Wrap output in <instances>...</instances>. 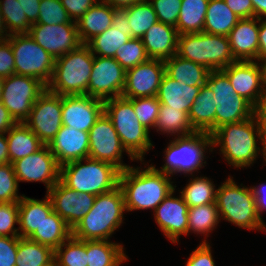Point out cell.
Masks as SVG:
<instances>
[{
	"label": "cell",
	"mask_w": 266,
	"mask_h": 266,
	"mask_svg": "<svg viewBox=\"0 0 266 266\" xmlns=\"http://www.w3.org/2000/svg\"><path fill=\"white\" fill-rule=\"evenodd\" d=\"M144 165V168L130 166L120 172L119 187L124 196L126 212L154 211L176 188L171 175L158 171L155 165Z\"/></svg>",
	"instance_id": "6da1fadb"
},
{
	"label": "cell",
	"mask_w": 266,
	"mask_h": 266,
	"mask_svg": "<svg viewBox=\"0 0 266 266\" xmlns=\"http://www.w3.org/2000/svg\"><path fill=\"white\" fill-rule=\"evenodd\" d=\"M211 137L213 150L219 146V153L228 165L234 168L251 167L260 153L266 164V149L262 144L261 131L254 115L238 123L222 125ZM258 141L262 147H259Z\"/></svg>",
	"instance_id": "7a4b0ae2"
},
{
	"label": "cell",
	"mask_w": 266,
	"mask_h": 266,
	"mask_svg": "<svg viewBox=\"0 0 266 266\" xmlns=\"http://www.w3.org/2000/svg\"><path fill=\"white\" fill-rule=\"evenodd\" d=\"M126 212L124 196L118 186L97 195L90 211L72 229V236L79 240H108L123 224Z\"/></svg>",
	"instance_id": "3957f363"
},
{
	"label": "cell",
	"mask_w": 266,
	"mask_h": 266,
	"mask_svg": "<svg viewBox=\"0 0 266 266\" xmlns=\"http://www.w3.org/2000/svg\"><path fill=\"white\" fill-rule=\"evenodd\" d=\"M120 172L110 163L88 157L60 166V181L78 193L97 196L119 186Z\"/></svg>",
	"instance_id": "277c9868"
},
{
	"label": "cell",
	"mask_w": 266,
	"mask_h": 266,
	"mask_svg": "<svg viewBox=\"0 0 266 266\" xmlns=\"http://www.w3.org/2000/svg\"><path fill=\"white\" fill-rule=\"evenodd\" d=\"M215 203L220 220H226L242 229L266 232V224L257 213L251 186L237 185L229 175L217 188Z\"/></svg>",
	"instance_id": "5b68a950"
},
{
	"label": "cell",
	"mask_w": 266,
	"mask_h": 266,
	"mask_svg": "<svg viewBox=\"0 0 266 266\" xmlns=\"http://www.w3.org/2000/svg\"><path fill=\"white\" fill-rule=\"evenodd\" d=\"M104 112L111 119L126 151L135 161L144 162L145 154L153 147L149 138L151 131L140 123L132 102L123 96L107 99Z\"/></svg>",
	"instance_id": "8992f818"
},
{
	"label": "cell",
	"mask_w": 266,
	"mask_h": 266,
	"mask_svg": "<svg viewBox=\"0 0 266 266\" xmlns=\"http://www.w3.org/2000/svg\"><path fill=\"white\" fill-rule=\"evenodd\" d=\"M94 55L86 44L55 59L50 92L63 95H87Z\"/></svg>",
	"instance_id": "52a82bcc"
},
{
	"label": "cell",
	"mask_w": 266,
	"mask_h": 266,
	"mask_svg": "<svg viewBox=\"0 0 266 266\" xmlns=\"http://www.w3.org/2000/svg\"><path fill=\"white\" fill-rule=\"evenodd\" d=\"M169 141L164 151L165 163L160 169H156L171 176L180 173L189 177L193 173H199L207 163L205 154L208 151L213 152L212 137L208 133L196 132L188 136L174 137Z\"/></svg>",
	"instance_id": "ba28073f"
},
{
	"label": "cell",
	"mask_w": 266,
	"mask_h": 266,
	"mask_svg": "<svg viewBox=\"0 0 266 266\" xmlns=\"http://www.w3.org/2000/svg\"><path fill=\"white\" fill-rule=\"evenodd\" d=\"M176 55L210 71L222 70L236 62L227 36L204 32L179 35Z\"/></svg>",
	"instance_id": "9c48e42d"
},
{
	"label": "cell",
	"mask_w": 266,
	"mask_h": 266,
	"mask_svg": "<svg viewBox=\"0 0 266 266\" xmlns=\"http://www.w3.org/2000/svg\"><path fill=\"white\" fill-rule=\"evenodd\" d=\"M7 39L11 43L15 58V74L38 79L47 86L53 76L54 57L29 34H14Z\"/></svg>",
	"instance_id": "30bf717a"
},
{
	"label": "cell",
	"mask_w": 266,
	"mask_h": 266,
	"mask_svg": "<svg viewBox=\"0 0 266 266\" xmlns=\"http://www.w3.org/2000/svg\"><path fill=\"white\" fill-rule=\"evenodd\" d=\"M206 84L215 96L216 129L225 124L247 120L254 115V107L235 93L229 78L222 70L210 71Z\"/></svg>",
	"instance_id": "8fae6325"
},
{
	"label": "cell",
	"mask_w": 266,
	"mask_h": 266,
	"mask_svg": "<svg viewBox=\"0 0 266 266\" xmlns=\"http://www.w3.org/2000/svg\"><path fill=\"white\" fill-rule=\"evenodd\" d=\"M46 89L47 86L38 79L12 74L4 80L1 102L17 123L24 122Z\"/></svg>",
	"instance_id": "7c38bea8"
},
{
	"label": "cell",
	"mask_w": 266,
	"mask_h": 266,
	"mask_svg": "<svg viewBox=\"0 0 266 266\" xmlns=\"http://www.w3.org/2000/svg\"><path fill=\"white\" fill-rule=\"evenodd\" d=\"M124 151L131 161L135 160L123 147L111 119L103 112L89 131V158L110 163L124 171L131 166L121 160Z\"/></svg>",
	"instance_id": "4fadbf2b"
},
{
	"label": "cell",
	"mask_w": 266,
	"mask_h": 266,
	"mask_svg": "<svg viewBox=\"0 0 266 266\" xmlns=\"http://www.w3.org/2000/svg\"><path fill=\"white\" fill-rule=\"evenodd\" d=\"M23 123L48 145L62 127V96L46 89Z\"/></svg>",
	"instance_id": "5bb4252c"
},
{
	"label": "cell",
	"mask_w": 266,
	"mask_h": 266,
	"mask_svg": "<svg viewBox=\"0 0 266 266\" xmlns=\"http://www.w3.org/2000/svg\"><path fill=\"white\" fill-rule=\"evenodd\" d=\"M126 70L114 59L94 55L87 95L103 101L122 95Z\"/></svg>",
	"instance_id": "9a60e30c"
},
{
	"label": "cell",
	"mask_w": 266,
	"mask_h": 266,
	"mask_svg": "<svg viewBox=\"0 0 266 266\" xmlns=\"http://www.w3.org/2000/svg\"><path fill=\"white\" fill-rule=\"evenodd\" d=\"M19 182H41L46 193L60 180V165L48 145L12 163Z\"/></svg>",
	"instance_id": "2e32d148"
},
{
	"label": "cell",
	"mask_w": 266,
	"mask_h": 266,
	"mask_svg": "<svg viewBox=\"0 0 266 266\" xmlns=\"http://www.w3.org/2000/svg\"><path fill=\"white\" fill-rule=\"evenodd\" d=\"M222 71L229 78L235 93L246 99L253 107L266 96L263 67L260 62L236 61Z\"/></svg>",
	"instance_id": "e0dca14e"
},
{
	"label": "cell",
	"mask_w": 266,
	"mask_h": 266,
	"mask_svg": "<svg viewBox=\"0 0 266 266\" xmlns=\"http://www.w3.org/2000/svg\"><path fill=\"white\" fill-rule=\"evenodd\" d=\"M28 34L54 59L75 50L82 44L76 22L72 20L57 25L32 24Z\"/></svg>",
	"instance_id": "ac0fdd59"
},
{
	"label": "cell",
	"mask_w": 266,
	"mask_h": 266,
	"mask_svg": "<svg viewBox=\"0 0 266 266\" xmlns=\"http://www.w3.org/2000/svg\"><path fill=\"white\" fill-rule=\"evenodd\" d=\"M164 74V60L149 58L126 70L125 86L121 96L128 99L157 96Z\"/></svg>",
	"instance_id": "d6986e66"
},
{
	"label": "cell",
	"mask_w": 266,
	"mask_h": 266,
	"mask_svg": "<svg viewBox=\"0 0 266 266\" xmlns=\"http://www.w3.org/2000/svg\"><path fill=\"white\" fill-rule=\"evenodd\" d=\"M55 211L72 229L90 211L95 195L78 193L60 180L46 193Z\"/></svg>",
	"instance_id": "ffe728a7"
},
{
	"label": "cell",
	"mask_w": 266,
	"mask_h": 266,
	"mask_svg": "<svg viewBox=\"0 0 266 266\" xmlns=\"http://www.w3.org/2000/svg\"><path fill=\"white\" fill-rule=\"evenodd\" d=\"M104 112V101L89 95L62 96V125L89 132Z\"/></svg>",
	"instance_id": "44dd1931"
},
{
	"label": "cell",
	"mask_w": 266,
	"mask_h": 266,
	"mask_svg": "<svg viewBox=\"0 0 266 266\" xmlns=\"http://www.w3.org/2000/svg\"><path fill=\"white\" fill-rule=\"evenodd\" d=\"M175 189L158 205L154 219L161 232L172 243H178L180 236L188 235V205L183 197L173 196Z\"/></svg>",
	"instance_id": "7402d4cb"
},
{
	"label": "cell",
	"mask_w": 266,
	"mask_h": 266,
	"mask_svg": "<svg viewBox=\"0 0 266 266\" xmlns=\"http://www.w3.org/2000/svg\"><path fill=\"white\" fill-rule=\"evenodd\" d=\"M131 39L125 9H115L112 26L90 39L86 45L95 56L114 58L118 48Z\"/></svg>",
	"instance_id": "603a6c76"
},
{
	"label": "cell",
	"mask_w": 266,
	"mask_h": 266,
	"mask_svg": "<svg viewBox=\"0 0 266 266\" xmlns=\"http://www.w3.org/2000/svg\"><path fill=\"white\" fill-rule=\"evenodd\" d=\"M60 166L89 157V132L62 125L48 144Z\"/></svg>",
	"instance_id": "cb8c5ba5"
},
{
	"label": "cell",
	"mask_w": 266,
	"mask_h": 266,
	"mask_svg": "<svg viewBox=\"0 0 266 266\" xmlns=\"http://www.w3.org/2000/svg\"><path fill=\"white\" fill-rule=\"evenodd\" d=\"M227 37L236 61H257L259 48L258 18L240 19Z\"/></svg>",
	"instance_id": "d4e9b609"
},
{
	"label": "cell",
	"mask_w": 266,
	"mask_h": 266,
	"mask_svg": "<svg viewBox=\"0 0 266 266\" xmlns=\"http://www.w3.org/2000/svg\"><path fill=\"white\" fill-rule=\"evenodd\" d=\"M178 37L176 27L158 21L141 40L150 59L166 60L176 54Z\"/></svg>",
	"instance_id": "484cf974"
},
{
	"label": "cell",
	"mask_w": 266,
	"mask_h": 266,
	"mask_svg": "<svg viewBox=\"0 0 266 266\" xmlns=\"http://www.w3.org/2000/svg\"><path fill=\"white\" fill-rule=\"evenodd\" d=\"M38 200L23 196L18 202L19 208V236L28 238L53 211L50 198Z\"/></svg>",
	"instance_id": "4316f807"
},
{
	"label": "cell",
	"mask_w": 266,
	"mask_h": 266,
	"mask_svg": "<svg viewBox=\"0 0 266 266\" xmlns=\"http://www.w3.org/2000/svg\"><path fill=\"white\" fill-rule=\"evenodd\" d=\"M214 93L206 84L201 86L188 112L190 123L196 132L212 134L216 130V104Z\"/></svg>",
	"instance_id": "83f0119b"
},
{
	"label": "cell",
	"mask_w": 266,
	"mask_h": 266,
	"mask_svg": "<svg viewBox=\"0 0 266 266\" xmlns=\"http://www.w3.org/2000/svg\"><path fill=\"white\" fill-rule=\"evenodd\" d=\"M200 89L201 87L187 86L178 82L165 73L159 86L157 99L168 107L189 112Z\"/></svg>",
	"instance_id": "f1b7e54d"
},
{
	"label": "cell",
	"mask_w": 266,
	"mask_h": 266,
	"mask_svg": "<svg viewBox=\"0 0 266 266\" xmlns=\"http://www.w3.org/2000/svg\"><path fill=\"white\" fill-rule=\"evenodd\" d=\"M115 9L99 0L76 22L82 44L112 26Z\"/></svg>",
	"instance_id": "f546056e"
},
{
	"label": "cell",
	"mask_w": 266,
	"mask_h": 266,
	"mask_svg": "<svg viewBox=\"0 0 266 266\" xmlns=\"http://www.w3.org/2000/svg\"><path fill=\"white\" fill-rule=\"evenodd\" d=\"M165 73L172 79L187 86L201 87L206 85L210 70L193 61L174 55L164 60Z\"/></svg>",
	"instance_id": "4dcf8cb0"
},
{
	"label": "cell",
	"mask_w": 266,
	"mask_h": 266,
	"mask_svg": "<svg viewBox=\"0 0 266 266\" xmlns=\"http://www.w3.org/2000/svg\"><path fill=\"white\" fill-rule=\"evenodd\" d=\"M9 162L12 164L21 158L40 150L44 144L23 122H18L6 133Z\"/></svg>",
	"instance_id": "1f68e13d"
},
{
	"label": "cell",
	"mask_w": 266,
	"mask_h": 266,
	"mask_svg": "<svg viewBox=\"0 0 266 266\" xmlns=\"http://www.w3.org/2000/svg\"><path fill=\"white\" fill-rule=\"evenodd\" d=\"M72 236V228L55 212L43 220L28 238L39 244L49 246L54 251Z\"/></svg>",
	"instance_id": "d6a6232c"
},
{
	"label": "cell",
	"mask_w": 266,
	"mask_h": 266,
	"mask_svg": "<svg viewBox=\"0 0 266 266\" xmlns=\"http://www.w3.org/2000/svg\"><path fill=\"white\" fill-rule=\"evenodd\" d=\"M128 259L123 244L111 240L87 241V266H120Z\"/></svg>",
	"instance_id": "836d02e7"
},
{
	"label": "cell",
	"mask_w": 266,
	"mask_h": 266,
	"mask_svg": "<svg viewBox=\"0 0 266 266\" xmlns=\"http://www.w3.org/2000/svg\"><path fill=\"white\" fill-rule=\"evenodd\" d=\"M239 20L224 0H209L203 32L228 36Z\"/></svg>",
	"instance_id": "e575fe53"
},
{
	"label": "cell",
	"mask_w": 266,
	"mask_h": 266,
	"mask_svg": "<svg viewBox=\"0 0 266 266\" xmlns=\"http://www.w3.org/2000/svg\"><path fill=\"white\" fill-rule=\"evenodd\" d=\"M209 0H182L176 23L178 34L203 32Z\"/></svg>",
	"instance_id": "d590c367"
},
{
	"label": "cell",
	"mask_w": 266,
	"mask_h": 266,
	"mask_svg": "<svg viewBox=\"0 0 266 266\" xmlns=\"http://www.w3.org/2000/svg\"><path fill=\"white\" fill-rule=\"evenodd\" d=\"M155 129L157 132L170 134L174 137L196 133L190 123L188 112L179 111V109H174L161 103Z\"/></svg>",
	"instance_id": "8d00e7d4"
},
{
	"label": "cell",
	"mask_w": 266,
	"mask_h": 266,
	"mask_svg": "<svg viewBox=\"0 0 266 266\" xmlns=\"http://www.w3.org/2000/svg\"><path fill=\"white\" fill-rule=\"evenodd\" d=\"M16 257L15 266H50L54 263V250L19 236Z\"/></svg>",
	"instance_id": "74e56055"
},
{
	"label": "cell",
	"mask_w": 266,
	"mask_h": 266,
	"mask_svg": "<svg viewBox=\"0 0 266 266\" xmlns=\"http://www.w3.org/2000/svg\"><path fill=\"white\" fill-rule=\"evenodd\" d=\"M191 176L192 178L188 179V184H186L183 190H180V194L188 207L215 203L217 188L211 178L202 177V175L194 177V174Z\"/></svg>",
	"instance_id": "f35d334b"
},
{
	"label": "cell",
	"mask_w": 266,
	"mask_h": 266,
	"mask_svg": "<svg viewBox=\"0 0 266 266\" xmlns=\"http://www.w3.org/2000/svg\"><path fill=\"white\" fill-rule=\"evenodd\" d=\"M220 221L216 203L191 207L188 209V234H203L208 238Z\"/></svg>",
	"instance_id": "ab89813d"
},
{
	"label": "cell",
	"mask_w": 266,
	"mask_h": 266,
	"mask_svg": "<svg viewBox=\"0 0 266 266\" xmlns=\"http://www.w3.org/2000/svg\"><path fill=\"white\" fill-rule=\"evenodd\" d=\"M131 28V38H141L156 22L157 15L149 1L134 4L125 8Z\"/></svg>",
	"instance_id": "60d3db41"
},
{
	"label": "cell",
	"mask_w": 266,
	"mask_h": 266,
	"mask_svg": "<svg viewBox=\"0 0 266 266\" xmlns=\"http://www.w3.org/2000/svg\"><path fill=\"white\" fill-rule=\"evenodd\" d=\"M57 266H87V241L73 236L54 251Z\"/></svg>",
	"instance_id": "b9f144b4"
},
{
	"label": "cell",
	"mask_w": 266,
	"mask_h": 266,
	"mask_svg": "<svg viewBox=\"0 0 266 266\" xmlns=\"http://www.w3.org/2000/svg\"><path fill=\"white\" fill-rule=\"evenodd\" d=\"M3 22L8 35L28 34L31 23L17 0H0Z\"/></svg>",
	"instance_id": "7bdbcfd3"
},
{
	"label": "cell",
	"mask_w": 266,
	"mask_h": 266,
	"mask_svg": "<svg viewBox=\"0 0 266 266\" xmlns=\"http://www.w3.org/2000/svg\"><path fill=\"white\" fill-rule=\"evenodd\" d=\"M114 59L125 69H131L149 59L141 38H131L120 46Z\"/></svg>",
	"instance_id": "ee69618b"
},
{
	"label": "cell",
	"mask_w": 266,
	"mask_h": 266,
	"mask_svg": "<svg viewBox=\"0 0 266 266\" xmlns=\"http://www.w3.org/2000/svg\"><path fill=\"white\" fill-rule=\"evenodd\" d=\"M129 100L132 102L134 112L140 123L148 130L155 128L160 107L157 96Z\"/></svg>",
	"instance_id": "f6af8a7d"
},
{
	"label": "cell",
	"mask_w": 266,
	"mask_h": 266,
	"mask_svg": "<svg viewBox=\"0 0 266 266\" xmlns=\"http://www.w3.org/2000/svg\"><path fill=\"white\" fill-rule=\"evenodd\" d=\"M18 187L19 183L13 165L10 162L0 165V203H18L24 196L18 194Z\"/></svg>",
	"instance_id": "bcb514c9"
},
{
	"label": "cell",
	"mask_w": 266,
	"mask_h": 266,
	"mask_svg": "<svg viewBox=\"0 0 266 266\" xmlns=\"http://www.w3.org/2000/svg\"><path fill=\"white\" fill-rule=\"evenodd\" d=\"M39 18L34 24L57 25L71 21L60 0H40Z\"/></svg>",
	"instance_id": "7dc6e473"
},
{
	"label": "cell",
	"mask_w": 266,
	"mask_h": 266,
	"mask_svg": "<svg viewBox=\"0 0 266 266\" xmlns=\"http://www.w3.org/2000/svg\"><path fill=\"white\" fill-rule=\"evenodd\" d=\"M19 208L16 202L0 203V236L19 237Z\"/></svg>",
	"instance_id": "c3c4849f"
},
{
	"label": "cell",
	"mask_w": 266,
	"mask_h": 266,
	"mask_svg": "<svg viewBox=\"0 0 266 266\" xmlns=\"http://www.w3.org/2000/svg\"><path fill=\"white\" fill-rule=\"evenodd\" d=\"M182 0H149L158 21L176 27Z\"/></svg>",
	"instance_id": "681fc988"
},
{
	"label": "cell",
	"mask_w": 266,
	"mask_h": 266,
	"mask_svg": "<svg viewBox=\"0 0 266 266\" xmlns=\"http://www.w3.org/2000/svg\"><path fill=\"white\" fill-rule=\"evenodd\" d=\"M186 266H216L211 246L207 239H203L199 246L192 251L188 257Z\"/></svg>",
	"instance_id": "f907efd6"
},
{
	"label": "cell",
	"mask_w": 266,
	"mask_h": 266,
	"mask_svg": "<svg viewBox=\"0 0 266 266\" xmlns=\"http://www.w3.org/2000/svg\"><path fill=\"white\" fill-rule=\"evenodd\" d=\"M19 237L0 236V266H15Z\"/></svg>",
	"instance_id": "816d5d0a"
},
{
	"label": "cell",
	"mask_w": 266,
	"mask_h": 266,
	"mask_svg": "<svg viewBox=\"0 0 266 266\" xmlns=\"http://www.w3.org/2000/svg\"><path fill=\"white\" fill-rule=\"evenodd\" d=\"M15 74V58L8 39L0 40V76L7 78Z\"/></svg>",
	"instance_id": "f5cc1de1"
},
{
	"label": "cell",
	"mask_w": 266,
	"mask_h": 266,
	"mask_svg": "<svg viewBox=\"0 0 266 266\" xmlns=\"http://www.w3.org/2000/svg\"><path fill=\"white\" fill-rule=\"evenodd\" d=\"M72 21L77 22L99 0H60Z\"/></svg>",
	"instance_id": "db71d44e"
},
{
	"label": "cell",
	"mask_w": 266,
	"mask_h": 266,
	"mask_svg": "<svg viewBox=\"0 0 266 266\" xmlns=\"http://www.w3.org/2000/svg\"><path fill=\"white\" fill-rule=\"evenodd\" d=\"M226 5L240 19L253 17V5L251 0H224Z\"/></svg>",
	"instance_id": "11a10c76"
},
{
	"label": "cell",
	"mask_w": 266,
	"mask_h": 266,
	"mask_svg": "<svg viewBox=\"0 0 266 266\" xmlns=\"http://www.w3.org/2000/svg\"><path fill=\"white\" fill-rule=\"evenodd\" d=\"M254 116L261 131L262 144L266 149V96L254 107Z\"/></svg>",
	"instance_id": "9f6ffc18"
},
{
	"label": "cell",
	"mask_w": 266,
	"mask_h": 266,
	"mask_svg": "<svg viewBox=\"0 0 266 266\" xmlns=\"http://www.w3.org/2000/svg\"><path fill=\"white\" fill-rule=\"evenodd\" d=\"M25 12L27 20L34 24L39 18L40 0H17Z\"/></svg>",
	"instance_id": "6f0895ef"
},
{
	"label": "cell",
	"mask_w": 266,
	"mask_h": 266,
	"mask_svg": "<svg viewBox=\"0 0 266 266\" xmlns=\"http://www.w3.org/2000/svg\"><path fill=\"white\" fill-rule=\"evenodd\" d=\"M251 188L253 191L254 198L256 200V209L258 216L260 220L264 222L261 213L266 210V184L262 183L258 186L256 185Z\"/></svg>",
	"instance_id": "680465c9"
},
{
	"label": "cell",
	"mask_w": 266,
	"mask_h": 266,
	"mask_svg": "<svg viewBox=\"0 0 266 266\" xmlns=\"http://www.w3.org/2000/svg\"><path fill=\"white\" fill-rule=\"evenodd\" d=\"M266 59V19H259V48L257 61Z\"/></svg>",
	"instance_id": "91938a15"
},
{
	"label": "cell",
	"mask_w": 266,
	"mask_h": 266,
	"mask_svg": "<svg viewBox=\"0 0 266 266\" xmlns=\"http://www.w3.org/2000/svg\"><path fill=\"white\" fill-rule=\"evenodd\" d=\"M17 122L0 101V133H7Z\"/></svg>",
	"instance_id": "94428289"
},
{
	"label": "cell",
	"mask_w": 266,
	"mask_h": 266,
	"mask_svg": "<svg viewBox=\"0 0 266 266\" xmlns=\"http://www.w3.org/2000/svg\"><path fill=\"white\" fill-rule=\"evenodd\" d=\"M114 9H125L134 4L144 2L146 0H101Z\"/></svg>",
	"instance_id": "6125c7cd"
},
{
	"label": "cell",
	"mask_w": 266,
	"mask_h": 266,
	"mask_svg": "<svg viewBox=\"0 0 266 266\" xmlns=\"http://www.w3.org/2000/svg\"><path fill=\"white\" fill-rule=\"evenodd\" d=\"M253 5V17L266 19V0H251Z\"/></svg>",
	"instance_id": "be15d7a7"
},
{
	"label": "cell",
	"mask_w": 266,
	"mask_h": 266,
	"mask_svg": "<svg viewBox=\"0 0 266 266\" xmlns=\"http://www.w3.org/2000/svg\"><path fill=\"white\" fill-rule=\"evenodd\" d=\"M6 133H0V165L9 163L8 143Z\"/></svg>",
	"instance_id": "e7e4bbea"
},
{
	"label": "cell",
	"mask_w": 266,
	"mask_h": 266,
	"mask_svg": "<svg viewBox=\"0 0 266 266\" xmlns=\"http://www.w3.org/2000/svg\"><path fill=\"white\" fill-rule=\"evenodd\" d=\"M9 37L4 22L2 18V13H1V5H0V40H5Z\"/></svg>",
	"instance_id": "03108f58"
},
{
	"label": "cell",
	"mask_w": 266,
	"mask_h": 266,
	"mask_svg": "<svg viewBox=\"0 0 266 266\" xmlns=\"http://www.w3.org/2000/svg\"><path fill=\"white\" fill-rule=\"evenodd\" d=\"M261 64H262V67H263L264 83H265V86H266V59L263 60L261 62Z\"/></svg>",
	"instance_id": "003e7915"
},
{
	"label": "cell",
	"mask_w": 266,
	"mask_h": 266,
	"mask_svg": "<svg viewBox=\"0 0 266 266\" xmlns=\"http://www.w3.org/2000/svg\"><path fill=\"white\" fill-rule=\"evenodd\" d=\"M5 78L0 76V101L2 100V94H3V83Z\"/></svg>",
	"instance_id": "a7ac6f4b"
}]
</instances>
